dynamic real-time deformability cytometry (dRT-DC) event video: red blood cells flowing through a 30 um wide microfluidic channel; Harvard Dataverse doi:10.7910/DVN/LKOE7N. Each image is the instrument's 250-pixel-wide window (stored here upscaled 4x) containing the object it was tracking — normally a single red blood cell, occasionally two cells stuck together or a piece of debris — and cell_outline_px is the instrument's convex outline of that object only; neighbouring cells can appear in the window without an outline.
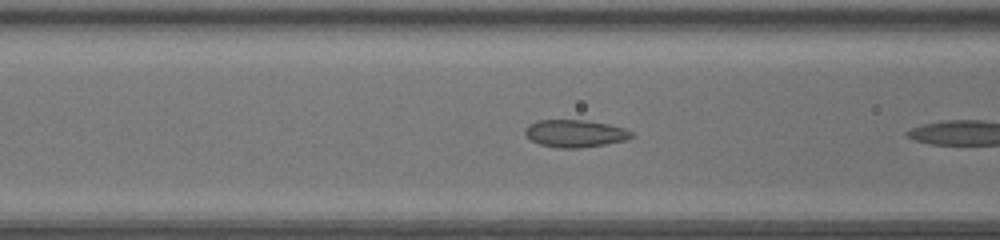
{"species": "common noctule bat (a hibernating species)", "species_latin": "Nyctalus noctula", "temperature_condition": "warm", "stored_images_in_passage": 6, "camera_frame_rate_fps": 3000, "um_per_image_px": 0.085, "animal": {"sex": "female", "body_mass_g": 17.0, "forearm_length_mm": 48.0}, "frame": {"image": 1, "passage_image": 5, "time_ms": 1.333, "image_size_px": [1000, 240], "cell_outline_px": [[636, 136], [628, 140], [580, 148], [560, 148], [540, 144], [532, 140], [524, 132], [524, 128], [528, 124], [540, 120], [588, 120], [608, 124], [624, 128], [632, 132]], "centroid_in_image_um": [48.92, 11.34], "position_along_channel_um": 117.7, "area_um2": 17.05}}